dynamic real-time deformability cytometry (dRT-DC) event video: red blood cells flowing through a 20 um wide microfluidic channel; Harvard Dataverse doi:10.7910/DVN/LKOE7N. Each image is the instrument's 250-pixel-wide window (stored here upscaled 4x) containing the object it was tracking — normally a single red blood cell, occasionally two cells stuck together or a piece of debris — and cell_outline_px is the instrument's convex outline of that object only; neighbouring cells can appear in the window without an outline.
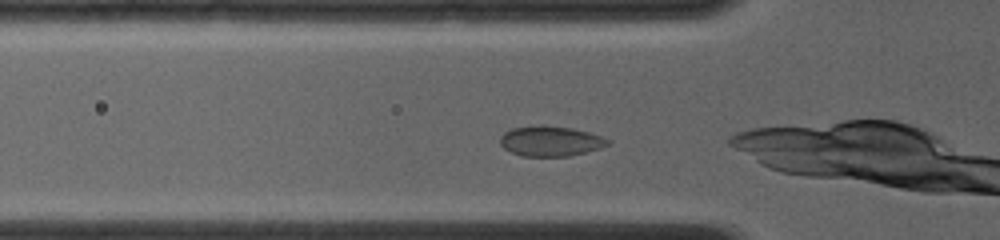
{"species": "common noctule bat (a hibernating species)", "species_latin": "Nyctalus noctula", "temperature_condition": "room temperature", "stored_images_in_passage": 39, "camera_frame_rate_fps": 4000, "um_per_image_px": 0.085, "animal": {"sex": "female", "body_mass_g": 19.0, "forearm_length_mm": 56.7}, "frame": {"image": 1, "passage_image": 4, "time_ms": 0.75, "image_size_px": [1000, 240], "cell_outline_px": [[612, 140], [608, 144], [600, 148], [568, 156], [520, 156], [504, 148], [500, 144], [500, 136], [504, 132], [512, 128], [532, 124], [540, 124], [572, 128], [588, 132]], "centroid_in_image_um": [46.75, 11.97], "position_along_channel_um": 79.0, "area_um2": 19.07}}
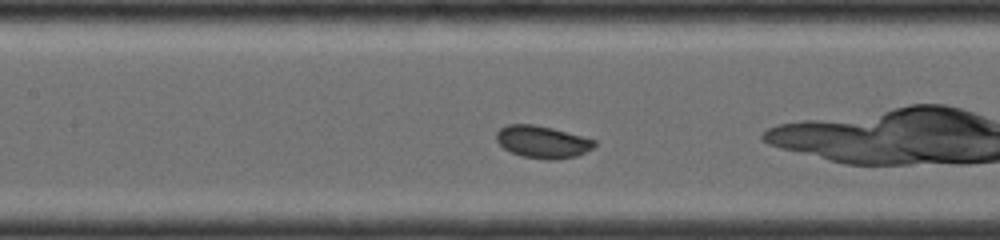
{"frame": {"image": 2, "passage_image": 12, "time_ms": 2.75, "image_size_px": [1000, 240], "cell_outline_px": [[596, 144], [592, 148], [576, 156], [552, 160], [548, 160], [520, 156], [504, 148], [496, 140], [496, 132], [500, 128], [508, 124], [536, 124], [552, 128], [596, 140]], "centroid_in_image_um": [46.08, 12.05], "position_along_channel_um": 161.3, "area_um2": 18.38}}
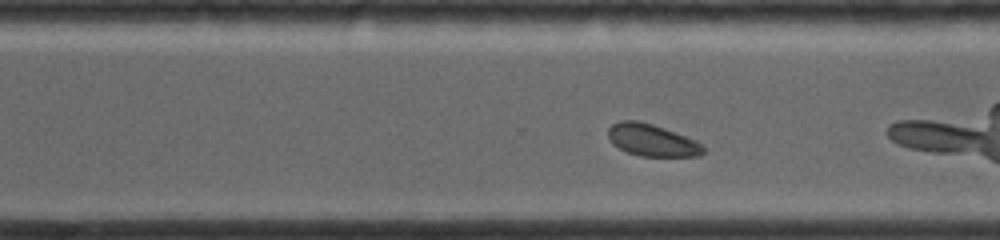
{"frame": {"image": 3, "passage_image": 27, "time_ms": 6.5, "image_size_px": [1000, 240], "cell_outline_px": [[704, 152], [700, 156], [640, 156], [628, 152], [612, 144], [608, 136], [608, 128], [612, 124], [620, 120], [636, 120], [652, 124], [664, 128], [696, 140], [704, 144]], "centroid_in_image_um": [55.42, 11.91], "position_along_channel_um": 315.2, "area_um2": 17.8}}